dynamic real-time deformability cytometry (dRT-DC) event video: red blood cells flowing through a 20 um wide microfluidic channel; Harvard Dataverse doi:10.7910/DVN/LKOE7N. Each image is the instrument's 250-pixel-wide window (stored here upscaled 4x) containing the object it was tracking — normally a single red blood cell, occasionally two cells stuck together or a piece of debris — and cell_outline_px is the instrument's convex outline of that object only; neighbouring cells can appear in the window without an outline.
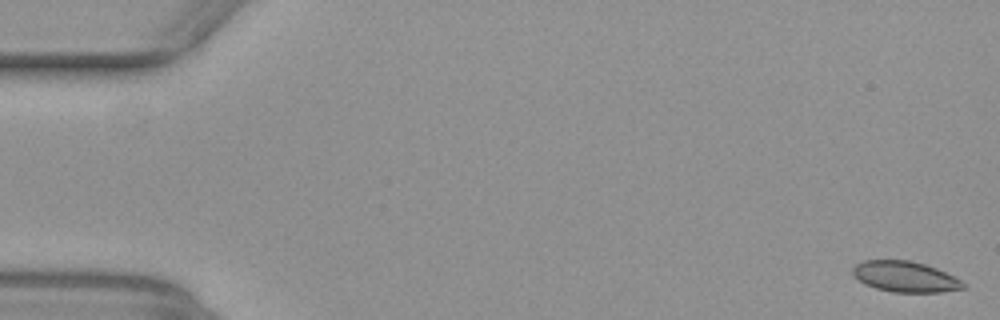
{"species": "common noctule bat (a hibernating species)", "species_latin": "Nyctalus noctula", "temperature_condition": "warm", "stored_images_in_passage": 17, "camera_frame_rate_fps": 3000, "um_per_image_px": 0.085, "animal": {"sex": "female", "body_mass_g": 29.2, "forearm_length_mm": 56.3}, "frame": {"image": 1, "passage_image": 1, "time_ms": 0.0, "image_size_px": [1000, 320], "cell_outline_px": [[964, 288], [940, 292], [892, 292], [876, 288], [864, 284], [852, 276], [852, 268], [856, 264], [864, 260], [912, 260], [936, 268], [960, 280], [964, 284]], "centroid_in_image_um": [76.87, 23.51], "position_along_channel_um": 8.1, "area_um2": 19.71}}
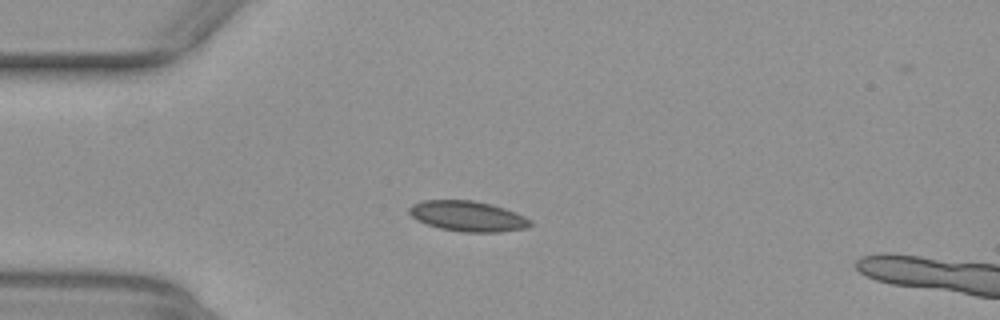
{"frame": {"image": 2, "passage_image": 14, "time_ms": 4.333, "image_size_px": [1000, 320], "cell_outline_px": [[532, 224], [528, 228], [500, 232], [460, 232], [440, 228], [416, 220], [408, 212], [408, 208], [412, 204], [424, 200], [472, 200], [492, 204], [516, 212], [532, 220]], "centroid_in_image_um": [39.78, 18.38], "position_along_channel_um": 45.2, "area_um2": 21.62}}